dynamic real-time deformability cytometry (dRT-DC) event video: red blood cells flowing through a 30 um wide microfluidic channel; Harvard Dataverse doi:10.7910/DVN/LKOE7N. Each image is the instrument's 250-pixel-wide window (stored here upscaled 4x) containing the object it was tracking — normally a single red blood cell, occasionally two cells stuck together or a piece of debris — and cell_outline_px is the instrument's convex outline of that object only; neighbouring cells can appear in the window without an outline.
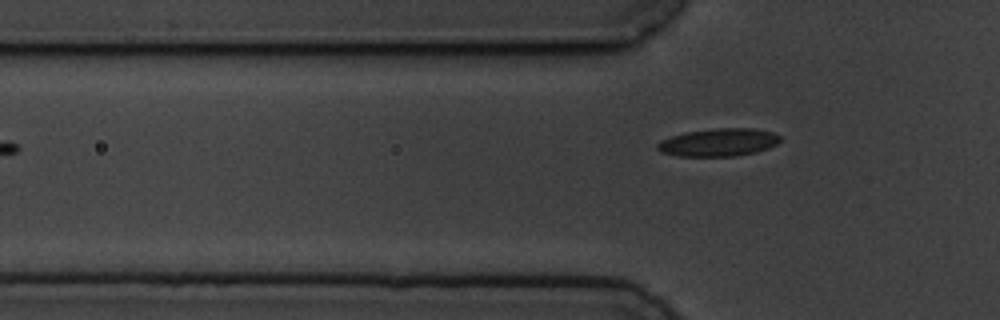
{"species": "common noctule bat (a hibernating species)", "species_latin": "Nyctalus noctula", "temperature_condition": "cold", "stored_images_in_passage": 4, "camera_frame_rate_fps": 3000, "um_per_image_px": 0.085, "animal": {"sex": "male", "body_mass_g": 19.5, "forearm_length_mm": 54.6}, "frame": {"image": 1, "passage_image": 4, "time_ms": 4.333, "image_size_px": [1000, 320], "cell_outline_px": [[780, 140], [776, 144], [768, 148], [756, 152], [736, 156], [676, 156], [660, 152], [656, 148], [656, 144], [660, 140], [684, 132], [720, 128], [752, 128], [772, 132], [780, 136]], "centroid_in_image_um": [61.04, 12.1], "position_along_channel_um": 64.8, "area_um2": 19.94}}